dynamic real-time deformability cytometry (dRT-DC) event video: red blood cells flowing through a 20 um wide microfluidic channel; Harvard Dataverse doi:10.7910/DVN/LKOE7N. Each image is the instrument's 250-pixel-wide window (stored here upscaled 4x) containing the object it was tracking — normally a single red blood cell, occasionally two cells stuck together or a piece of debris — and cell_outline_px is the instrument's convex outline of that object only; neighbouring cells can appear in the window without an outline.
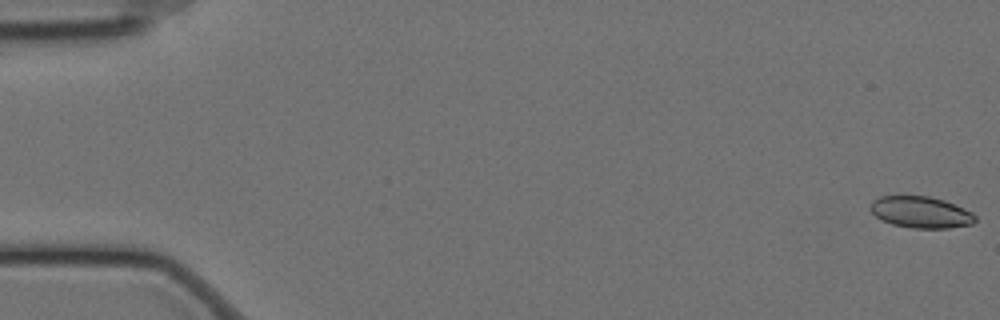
{"species": "Egyptian fruit bat (a non-hibernating species)", "species_latin": "Rousettus aegyptiacus", "temperature_condition": "cold", "stored_images_in_passage": 6, "camera_frame_rate_fps": 3000, "um_per_image_px": 0.085, "animal": {"sex": "female"}, "frame": {"image": 1, "passage_image": 1, "time_ms": 0.0, "image_size_px": [1000, 320], "cell_outline_px": [[976, 220], [972, 224], [948, 228], [912, 228], [892, 224], [880, 220], [868, 208], [872, 200], [880, 196], [928, 196], [944, 200], [964, 208], [972, 212], [976, 216]], "centroid_in_image_um": [78.25, 18.04], "position_along_channel_um": 6.8, "area_um2": 19.36}}